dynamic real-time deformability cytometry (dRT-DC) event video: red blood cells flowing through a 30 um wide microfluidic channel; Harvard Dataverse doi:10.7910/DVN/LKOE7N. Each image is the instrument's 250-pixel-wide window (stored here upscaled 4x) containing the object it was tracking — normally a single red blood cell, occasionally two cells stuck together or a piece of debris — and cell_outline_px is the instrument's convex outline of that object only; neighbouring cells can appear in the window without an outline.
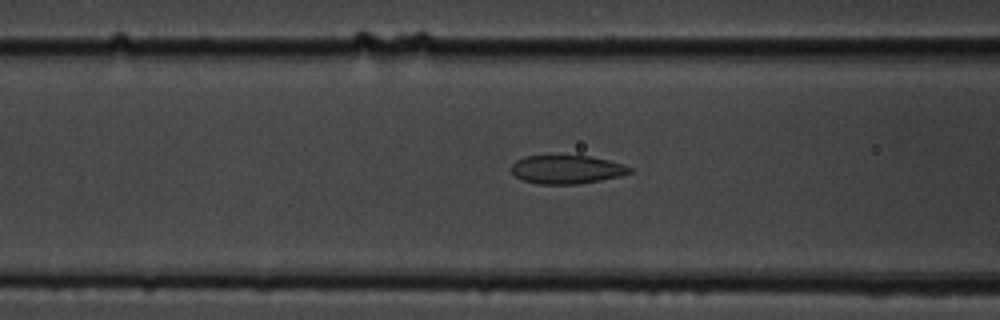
{"species": "common noctule bat (a hibernating species)", "species_latin": "Nyctalus noctula", "temperature_condition": "cold", "stored_images_in_passage": 49, "camera_frame_rate_fps": 3000, "um_per_image_px": 0.085, "animal": {"sex": "male", "body_mass_g": 19.5, "forearm_length_mm": 54.6}, "frame": {"image": 1, "passage_image": 19, "time_ms": 6.0, "image_size_px": [1000, 320], "cell_outline_px": [[632, 172], [620, 176], [600, 180], [576, 184], [536, 184], [524, 180], [516, 176], [512, 172], [512, 164], [516, 160], [524, 156], [588, 156], [608, 160], [624, 164], [632, 168]], "centroid_in_image_um": [48.18, 14.4], "position_along_channel_um": 118.4, "area_um2": 19.54}}
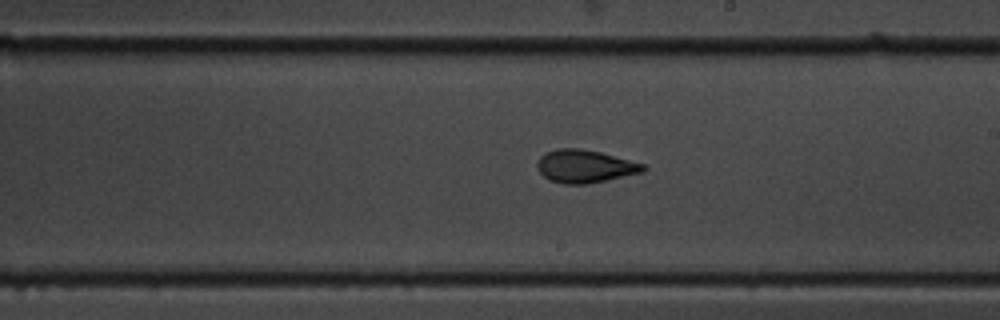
{"frame": {"image": 2, "passage_image": 29, "time_ms": 9.333, "image_size_px": [1000, 320], "cell_outline_px": [[648, 168], [644, 172], [588, 184], [564, 184], [548, 180], [536, 168], [536, 160], [544, 152], [556, 148], [580, 148], [600, 152], [644, 164]], "centroid_in_image_um": [49.68, 14.13], "position_along_channel_um": 239.3, "area_um2": 20.58}}
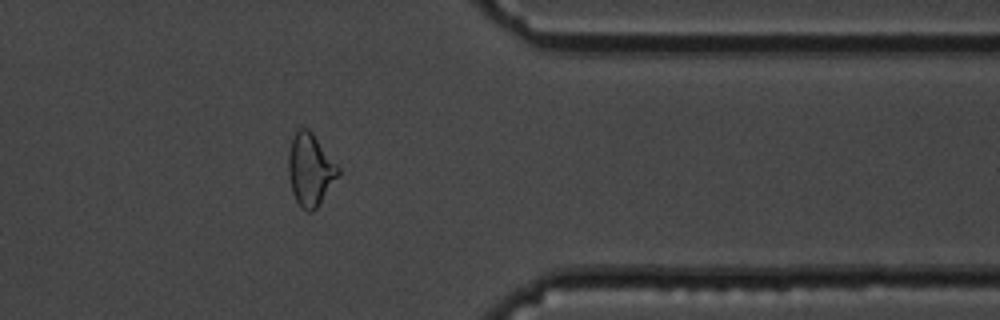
{"frame": {"image": 3, "passage_image": 42, "time_ms": 13.667, "image_size_px": [1000, 320], "cell_outline_px": [[340, 172], [316, 208], [312, 212], [308, 212], [300, 208], [292, 192], [288, 172], [288, 152], [292, 136], [296, 128], [308, 128], [312, 132], [340, 168]], "centroid_in_image_um": [26.34, 14.39], "position_along_channel_um": 385.1, "area_um2": 20.92}, "authors_computed_cell_mechanics": {"area_um2": 20.5768, "velocity_mm_per_s": 3.6295, "shape_relaxation_time_tau1_ms": 3.8169, "shape_relaxation_time_tau2_ms": 2.3203, "deformation_change_tau1": 0.1152, "deformation_change_tau2": 0.0636}}